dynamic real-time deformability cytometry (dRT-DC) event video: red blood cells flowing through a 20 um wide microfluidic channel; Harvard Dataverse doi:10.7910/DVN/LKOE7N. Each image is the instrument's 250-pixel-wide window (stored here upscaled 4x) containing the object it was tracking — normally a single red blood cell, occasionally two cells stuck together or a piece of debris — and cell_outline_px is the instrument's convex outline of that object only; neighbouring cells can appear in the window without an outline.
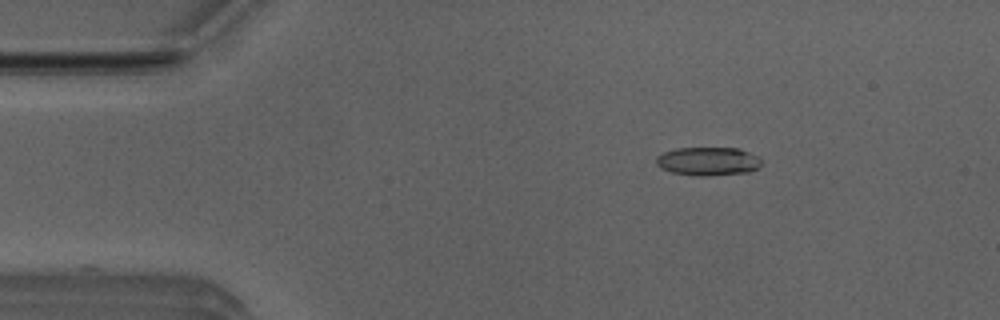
{"species": "Egyptian fruit bat (a non-hibernating species)", "species_latin": "Rousettus aegyptiacus", "temperature_condition": "room temperature", "stored_images_in_passage": 5, "camera_frame_rate_fps": 3000, "um_per_image_px": 0.085, "animal": {"sex": "male"}, "frame": {"image": 1, "passage_image": 3, "time_ms": 0.667, "image_size_px": [1000, 320], "cell_outline_px": [[760, 164], [756, 168], [748, 172], [708, 176], [696, 176], [672, 172], [660, 168], [656, 164], [656, 156], [664, 152], [676, 148], [740, 148], [756, 156], [760, 160]], "centroid_in_image_um": [60.13, 13.71], "position_along_channel_um": 24.9, "area_um2": 17.4}}